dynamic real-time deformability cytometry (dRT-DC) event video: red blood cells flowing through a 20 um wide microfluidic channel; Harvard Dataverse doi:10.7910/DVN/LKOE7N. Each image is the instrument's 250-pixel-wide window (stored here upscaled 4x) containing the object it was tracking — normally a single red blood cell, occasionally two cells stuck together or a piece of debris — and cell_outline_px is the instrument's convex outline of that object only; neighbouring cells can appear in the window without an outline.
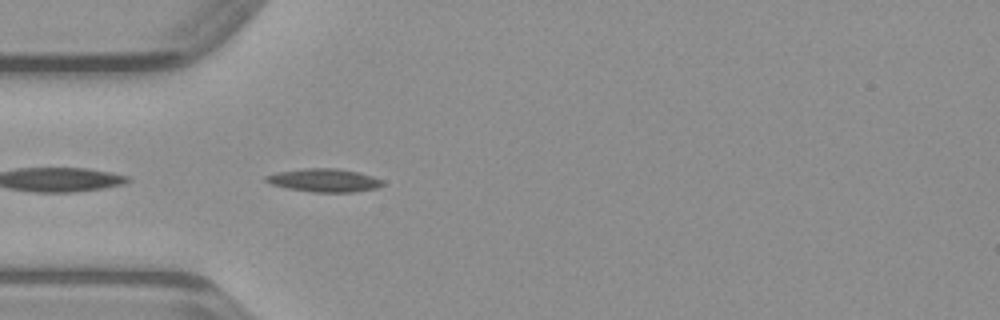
{"species": "common noctule bat (a hibernating species)", "species_latin": "Nyctalus noctula", "temperature_condition": "warm", "stored_images_in_passage": 31, "camera_frame_rate_fps": 3000, "um_per_image_px": 0.085, "animal": {"sex": "male", "body_mass_g": 23.1, "forearm_length_mm": 52.7}, "frame": {"image": 1, "passage_image": 2, "time_ms": 0.333, "image_size_px": [1000, 320], "cell_outline_px": [[384, 184], [376, 188], [352, 192], [316, 192], [288, 188], [272, 184], [264, 180], [264, 176], [276, 172], [304, 168], [336, 168], [356, 172], [372, 176], [384, 180]], "centroid_in_image_um": [27.54, 15.32], "position_along_channel_um": 57.5, "area_um2": 15.66}}
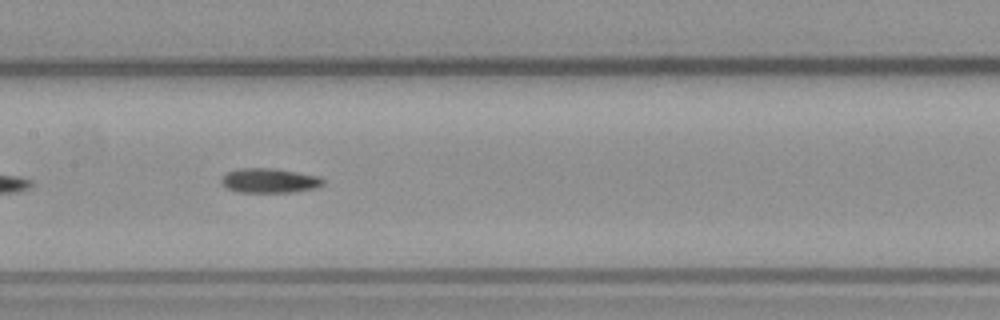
{"frame": {"image": 2, "passage_image": 11, "time_ms": 3.333, "image_size_px": [1000, 320], "cell_outline_px": [[324, 184], [316, 188], [292, 192], [236, 192], [220, 184], [220, 180], [228, 172], [240, 168], [272, 168], [320, 176], [324, 180]], "centroid_in_image_um": [22.9, 15.35], "position_along_channel_um": 184.5, "area_um2": 14.57}}
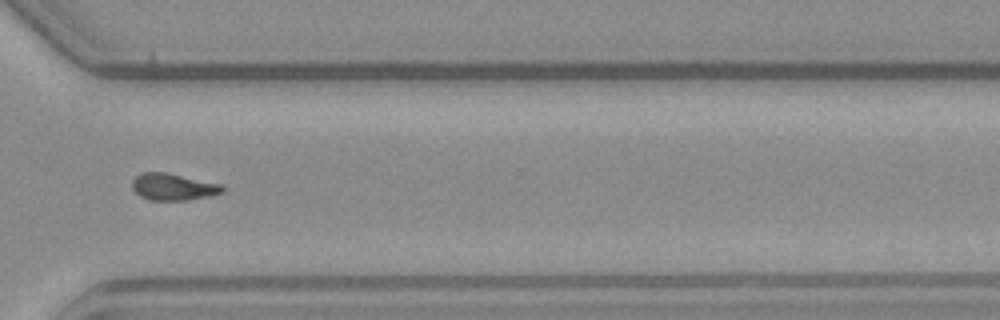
{"frame": {"image": 3, "passage_image": 23, "time_ms": 7.333, "image_size_px": [1000, 320], "cell_outline_px": [[224, 192], [212, 196], [188, 200], [152, 200], [140, 196], [132, 188], [132, 180], [136, 176], [144, 172], [164, 172], [224, 184]], "centroid_in_image_um": [14.77, 15.89], "position_along_channel_um": 355.8, "area_um2": 14.22}}